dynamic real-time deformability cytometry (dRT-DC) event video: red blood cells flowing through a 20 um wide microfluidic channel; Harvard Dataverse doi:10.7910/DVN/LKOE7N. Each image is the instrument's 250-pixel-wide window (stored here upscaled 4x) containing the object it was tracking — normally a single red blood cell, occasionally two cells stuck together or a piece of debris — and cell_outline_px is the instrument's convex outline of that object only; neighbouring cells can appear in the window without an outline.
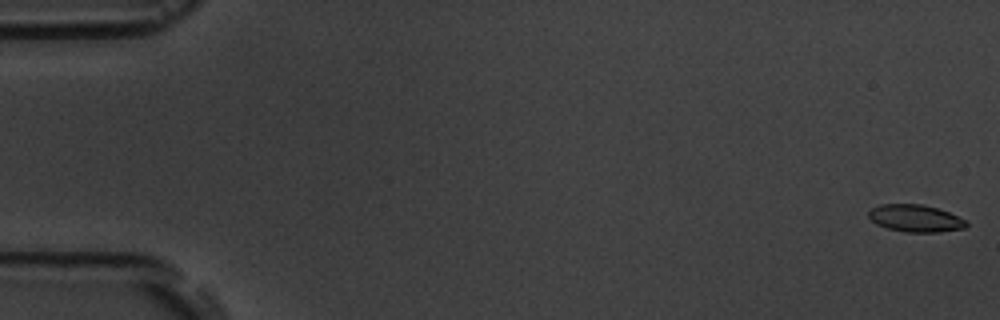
{"species": "common noctule bat (a hibernating species)", "species_latin": "Nyctalus noctula", "temperature_condition": "room temperature", "stored_images_in_passage": 7, "camera_frame_rate_fps": 3000, "um_per_image_px": 0.085, "animal": {"sex": "male", "body_mass_g": 19.5, "forearm_length_mm": 54.6}, "frame": {"image": 1, "passage_image": 1, "time_ms": 0.0, "image_size_px": [1000, 320], "cell_outline_px": [[968, 224], [964, 228], [940, 232], [904, 232], [888, 228], [876, 224], [868, 216], [868, 212], [872, 208], [880, 204], [920, 204], [936, 208], [948, 212], [968, 220]], "centroid_in_image_um": [77.82, 18.56], "position_along_channel_um": 7.2, "area_um2": 15.49}}
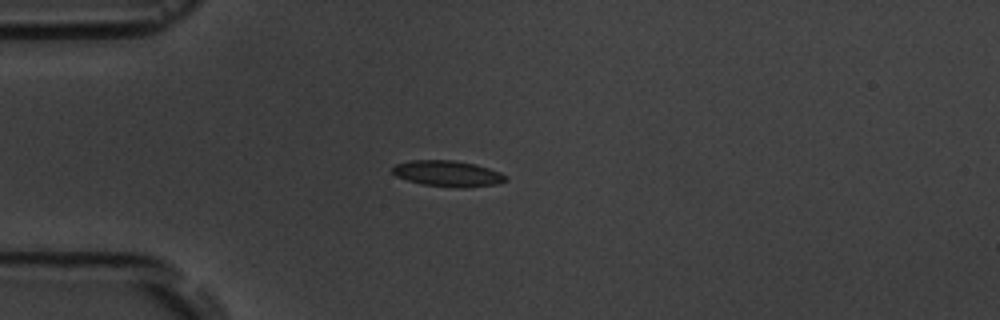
{"frame": {"image": 2, "passage_image": 5, "time_ms": 4.667, "image_size_px": [1000, 320], "cell_outline_px": [[508, 180], [496, 184], [464, 188], [456, 188], [420, 184], [396, 176], [392, 172], [392, 168], [396, 164], [412, 160], [456, 160], [476, 164], [500, 172], [508, 176]], "centroid_in_image_um": [38.08, 14.76], "position_along_channel_um": 46.9, "area_um2": 17.28}}
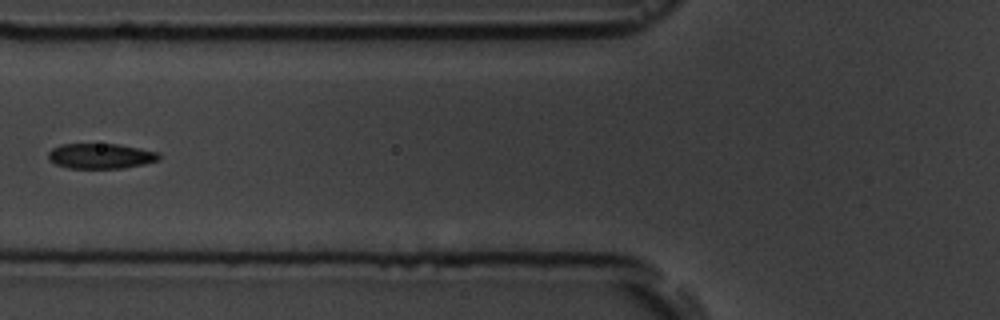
{"frame": {"image": 3, "passage_image": 7, "time_ms": 7.0, "image_size_px": [1000, 320], "cell_outline_px": [[160, 160], [144, 164], [124, 168], [68, 168], [56, 164], [48, 160], [48, 152], [52, 148], [60, 144], [116, 144], [140, 148], [156, 152], [160, 156]], "centroid_in_image_um": [8.53, 13.26], "position_along_channel_um": 117.3, "area_um2": 16.3}}